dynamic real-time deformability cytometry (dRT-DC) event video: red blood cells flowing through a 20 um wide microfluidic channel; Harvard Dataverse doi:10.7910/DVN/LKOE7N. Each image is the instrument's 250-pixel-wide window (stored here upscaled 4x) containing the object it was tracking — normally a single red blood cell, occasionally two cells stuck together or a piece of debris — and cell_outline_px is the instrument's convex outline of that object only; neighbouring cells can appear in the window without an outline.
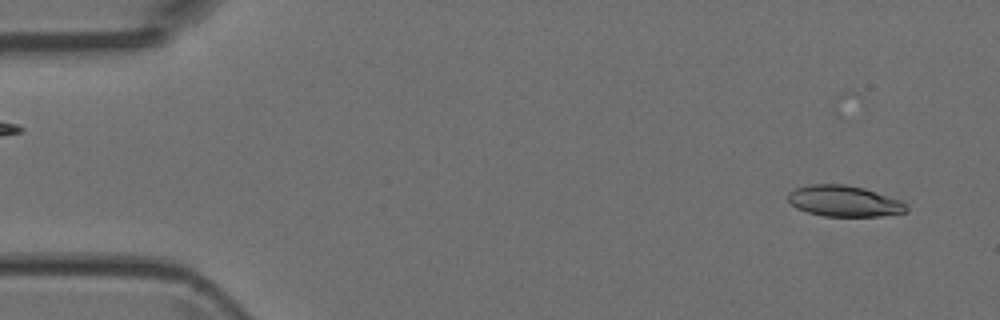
{"species": "Egyptian fruit bat (a non-hibernating species)", "species_latin": "Rousettus aegyptiacus", "temperature_condition": "room temperature", "stored_images_in_passage": 45, "camera_frame_rate_fps": 3000, "um_per_image_px": 0.085, "animal": {"sex": "female"}, "frame": {"image": 1, "passage_image": 1, "time_ms": 0.0, "image_size_px": [1000, 320], "cell_outline_px": [[908, 212], [880, 216], [824, 216], [808, 212], [796, 208], [788, 200], [788, 192], [796, 188], [812, 184], [844, 184], [864, 188], [900, 200], [908, 204]], "centroid_in_image_um": [71.77, 17.09], "position_along_channel_um": 13.2, "area_um2": 21.39}}
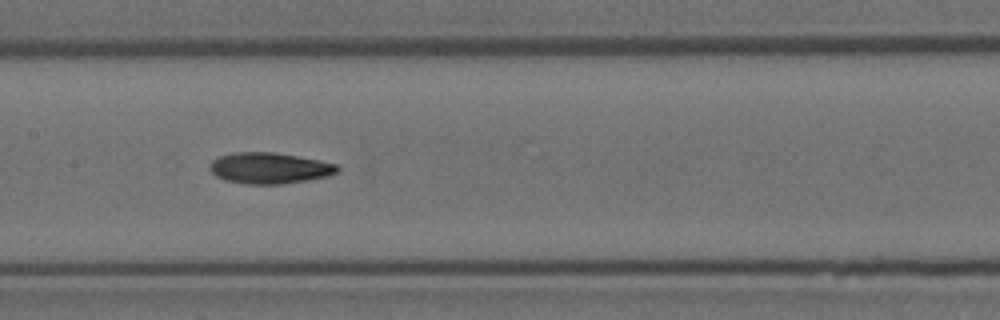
{"frame": {"image": 2, "passage_image": 21, "time_ms": 6.667, "image_size_px": [1000, 320], "cell_outline_px": [[340, 168], [336, 172], [328, 176], [308, 180], [280, 184], [244, 184], [224, 180], [216, 176], [208, 168], [212, 160], [220, 156], [232, 152], [272, 152], [320, 160], [336, 164]], "centroid_in_image_um": [22.87, 14.29], "position_along_channel_um": 184.5, "area_um2": 23.12}}
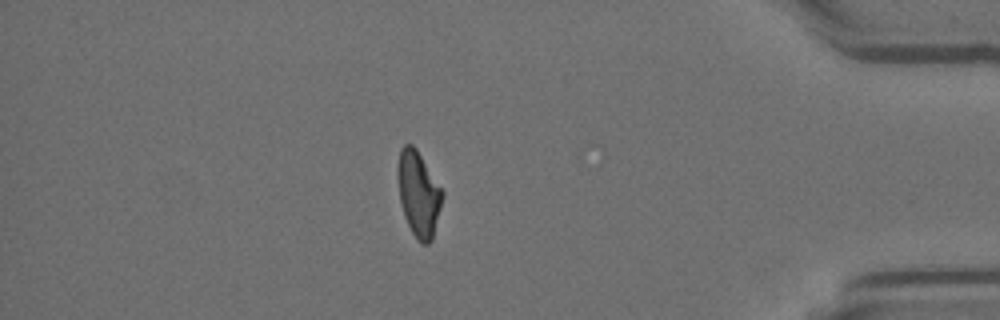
{"frame": {"image": 3, "passage_image": 39, "time_ms": 12.667, "image_size_px": [1000, 320], "cell_outline_px": [[444, 196], [432, 240], [428, 244], [420, 244], [416, 240], [404, 216], [400, 200], [396, 176], [396, 168], [400, 148], [404, 144], [412, 144], [416, 148], [444, 192]], "centroid_in_image_um": [35.56, 16.47], "position_along_channel_um": 399.6, "area_um2": 22.48}}